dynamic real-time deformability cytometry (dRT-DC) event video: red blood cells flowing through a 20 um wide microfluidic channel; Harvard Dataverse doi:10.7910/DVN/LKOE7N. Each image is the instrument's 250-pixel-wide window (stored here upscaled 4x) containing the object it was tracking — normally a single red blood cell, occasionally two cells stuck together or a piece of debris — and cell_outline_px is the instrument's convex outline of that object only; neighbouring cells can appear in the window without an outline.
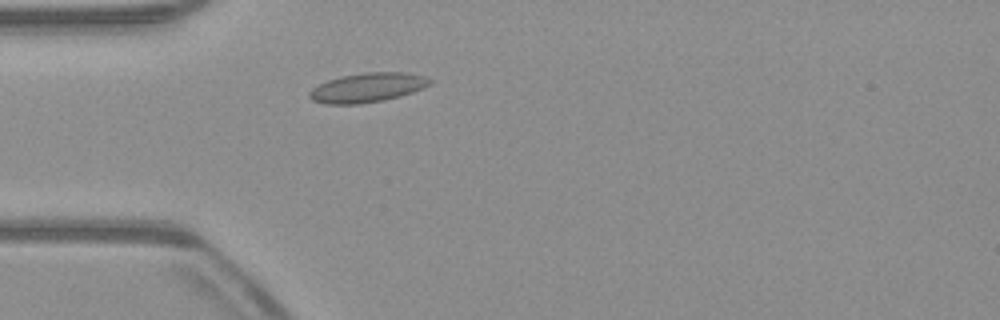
{"species": "common noctule bat (a hibernating species)", "species_latin": "Nyctalus noctula", "temperature_condition": "warm", "stored_images_in_passage": 46, "camera_frame_rate_fps": 3000, "um_per_image_px": 0.085, "animal": {"sex": "male", "body_mass_g": 23.1, "forearm_length_mm": 52.7}, "frame": {"image": 1, "passage_image": 9, "time_ms": 2.667, "image_size_px": [1000, 320], "cell_outline_px": [[432, 84], [412, 92], [400, 96], [384, 100], [360, 104], [324, 104], [312, 100], [308, 96], [308, 92], [312, 88], [328, 80], [340, 76], [368, 72], [408, 72], [428, 76], [432, 80]], "centroid_in_image_um": [31.25, 7.44], "position_along_channel_um": 53.7, "area_um2": 20.81}}
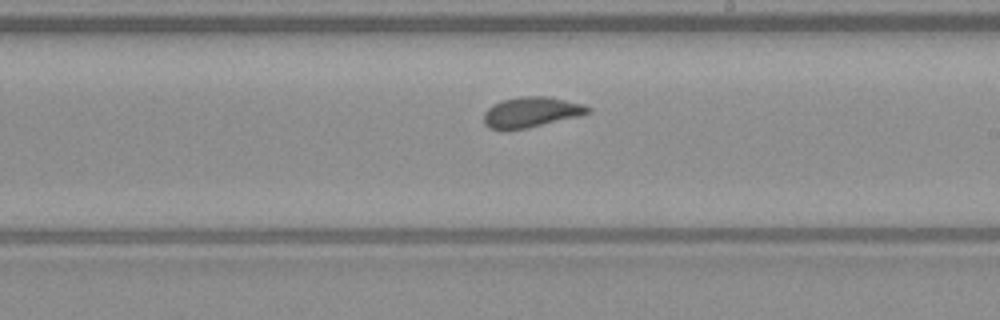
{"frame": {"image": 2, "passage_image": 24, "time_ms": 7.667, "image_size_px": [1000, 320], "cell_outline_px": [[592, 112], [580, 116], [528, 128], [508, 132], [488, 128], [484, 124], [484, 112], [492, 104], [504, 100], [520, 96], [548, 96], [584, 104], [592, 108]], "centroid_in_image_um": [45.15, 9.56], "position_along_channel_um": 243.9, "area_um2": 18.96}}
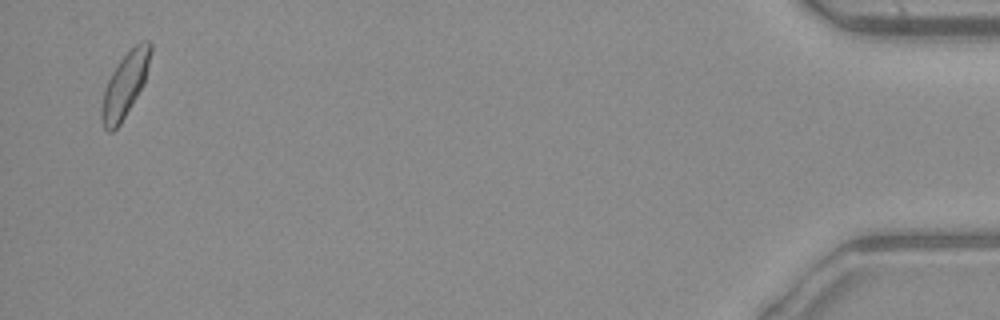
{"frame": {"image": 3, "passage_image": 45, "time_ms": 14.667, "image_size_px": [1000, 320], "cell_outline_px": [[152, 48], [144, 84], [120, 124], [112, 132], [108, 132], [104, 128], [100, 116], [100, 108], [104, 92], [108, 80], [112, 72], [120, 60], [140, 40], [148, 40], [152, 44]], "centroid_in_image_um": [10.62, 7.22], "position_along_channel_um": 424.6, "area_um2": 18.21}, "authors_computed_cell_mechanics": {"area_um2": 18.4093, "velocity_mm_per_s": 3.9188, "shape_relaxation_time_tau1_ms": 6.2404, "shape_relaxation_time_tau2_ms": null, "deformation_change_tau1": 0.1199, "deformation_change_tau2": null}}